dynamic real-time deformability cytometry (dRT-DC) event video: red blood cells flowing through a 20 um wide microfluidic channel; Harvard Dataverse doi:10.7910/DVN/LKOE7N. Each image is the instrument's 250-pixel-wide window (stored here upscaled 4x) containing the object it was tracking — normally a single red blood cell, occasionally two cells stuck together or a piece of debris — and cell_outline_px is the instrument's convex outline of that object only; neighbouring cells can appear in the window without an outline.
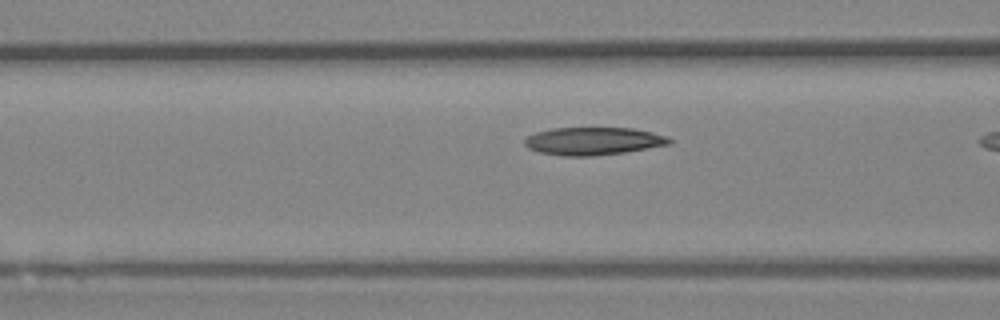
{"species": "Egyptian fruit bat (a non-hibernating species)", "species_latin": "Rousettus aegyptiacus", "temperature_condition": "room temperature", "stored_images_in_passage": 8, "camera_frame_rate_fps": 3000, "um_per_image_px": 0.085, "animal": {"sex": "female"}, "frame": {"image": 1, "passage_image": 7, "time_ms": 2.0, "image_size_px": [1000, 320], "cell_outline_px": [[672, 144], [624, 152], [592, 156], [560, 156], [536, 152], [528, 148], [524, 144], [524, 140], [528, 136], [536, 132], [552, 128], [632, 128], [652, 132], [668, 136], [672, 140]], "centroid_in_image_um": [50.41, 12.0], "position_along_channel_um": 116.2, "area_um2": 23.58}}